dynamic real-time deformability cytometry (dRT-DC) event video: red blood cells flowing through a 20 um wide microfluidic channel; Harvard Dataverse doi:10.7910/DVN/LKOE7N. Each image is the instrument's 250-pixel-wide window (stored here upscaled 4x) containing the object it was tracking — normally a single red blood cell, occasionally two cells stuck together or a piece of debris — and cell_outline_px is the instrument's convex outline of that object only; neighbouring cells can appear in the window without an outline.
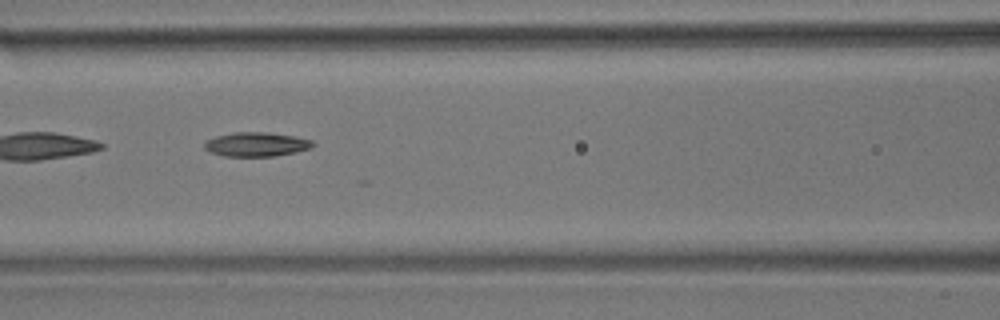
{"species": "common noctule bat (a hibernating species)", "species_latin": "Nyctalus noctula", "temperature_condition": "room temperature", "stored_images_in_passage": 15, "camera_frame_rate_fps": 3000, "um_per_image_px": 0.085, "animal": {"sex": "male", "body_mass_g": 17.9}, "frame": {"image": 1, "passage_image": 8, "time_ms": 2.333, "image_size_px": [1000, 320], "cell_outline_px": [[316, 144], [312, 148], [296, 152], [276, 156], [224, 156], [208, 152], [204, 148], [204, 140], [216, 136], [232, 132], [268, 132], [296, 136], [312, 140]], "centroid_in_image_um": [21.79, 12.26], "position_along_channel_um": 144.8, "area_um2": 15.61}}
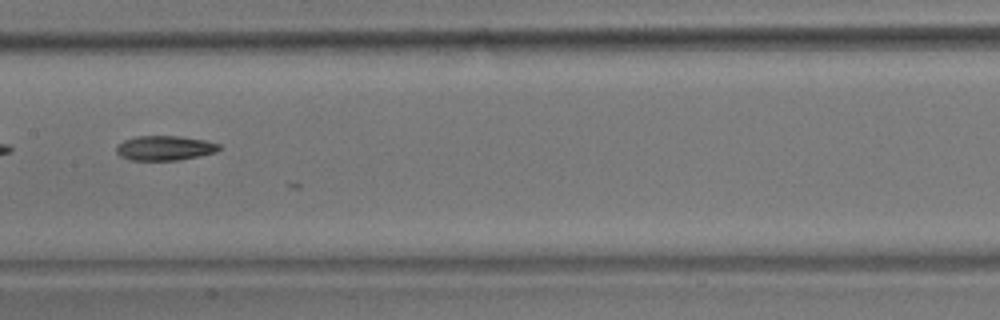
{"frame": {"image": 2, "passage_image": 12, "time_ms": 3.667, "image_size_px": [1000, 320], "cell_outline_px": [[220, 148], [216, 152], [200, 156], [180, 160], [128, 160], [120, 156], [116, 152], [116, 144], [124, 140], [136, 136], [180, 136], [204, 140], [220, 144]], "centroid_in_image_um": [13.98, 12.58], "position_along_channel_um": 193.4, "area_um2": 14.91}}